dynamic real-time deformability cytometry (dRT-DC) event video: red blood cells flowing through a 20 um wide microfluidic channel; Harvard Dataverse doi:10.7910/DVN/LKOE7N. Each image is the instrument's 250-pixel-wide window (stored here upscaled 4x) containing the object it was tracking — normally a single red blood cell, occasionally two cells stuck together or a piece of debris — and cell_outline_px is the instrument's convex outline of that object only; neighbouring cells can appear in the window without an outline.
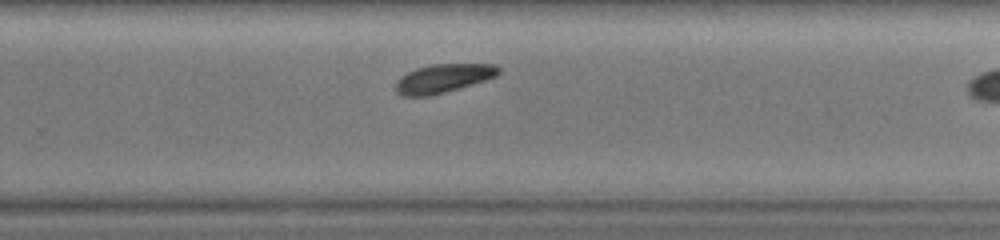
{"species": "common noctule bat (a hibernating species)", "species_latin": "Nyctalus noctula", "temperature_condition": "warm", "stored_images_in_passage": 26, "camera_frame_rate_fps": 3000, "um_per_image_px": 0.085, "animal": {"sex": "female", "body_mass_g": 19.0, "forearm_length_mm": 51.5}, "frame": {"image": 1, "passage_image": 19, "time_ms": 6.0, "image_size_px": [1000, 240], "cell_outline_px": [[500, 72], [496, 76], [472, 84], [444, 92], [428, 96], [400, 96], [396, 92], [396, 80], [408, 72], [416, 68], [432, 64], [496, 64], [500, 68]], "centroid_in_image_um": [37.66, 6.65], "position_along_channel_um": 292.1, "area_um2": 17.05}}
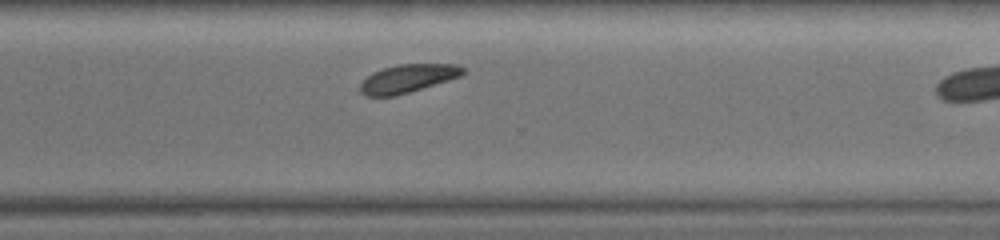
{"frame": {"image": 2, "passage_image": 22, "time_ms": 7.0, "image_size_px": [1000, 240], "cell_outline_px": [[464, 72], [460, 76], [448, 80], [396, 96], [368, 96], [360, 92], [360, 84], [372, 72], [384, 68], [400, 64], [460, 64], [464, 68]], "centroid_in_image_um": [34.66, 6.67], "position_along_channel_um": 335.9, "area_um2": 16.7}}